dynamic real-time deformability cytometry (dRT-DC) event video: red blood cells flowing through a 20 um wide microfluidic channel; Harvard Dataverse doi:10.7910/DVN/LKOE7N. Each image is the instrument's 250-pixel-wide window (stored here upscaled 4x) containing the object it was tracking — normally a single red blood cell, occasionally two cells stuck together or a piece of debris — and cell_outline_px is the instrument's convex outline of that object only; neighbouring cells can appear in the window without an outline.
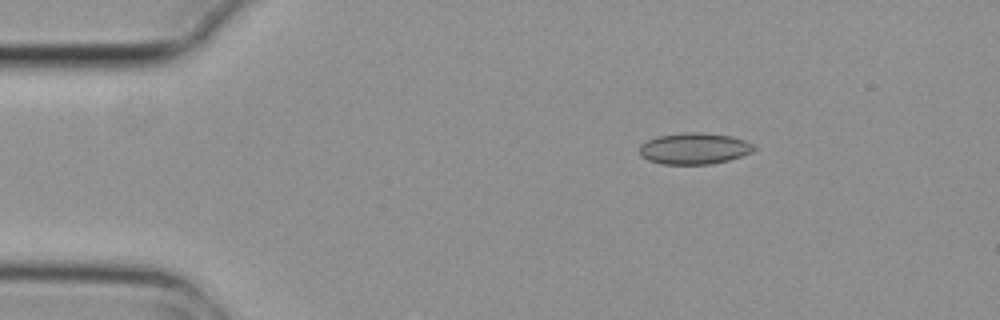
{"species": "common noctule bat (a hibernating species)", "species_latin": "Nyctalus noctula", "temperature_condition": "cold", "stored_images_in_passage": 4, "camera_frame_rate_fps": 3000, "um_per_image_px": 0.085, "animal": {"sex": "female", "body_mass_g": 29.2, "forearm_length_mm": 56.3}, "frame": {"image": 1, "passage_image": 2, "time_ms": 0.333, "image_size_px": [1000, 320], "cell_outline_px": [[756, 148], [752, 152], [728, 160], [712, 164], [664, 164], [648, 160], [640, 156], [640, 144], [656, 136], [684, 132], [704, 132], [732, 136], [744, 140], [752, 144]], "centroid_in_image_um": [59.0, 12.61], "position_along_channel_um": 26.0, "area_um2": 20.98}}